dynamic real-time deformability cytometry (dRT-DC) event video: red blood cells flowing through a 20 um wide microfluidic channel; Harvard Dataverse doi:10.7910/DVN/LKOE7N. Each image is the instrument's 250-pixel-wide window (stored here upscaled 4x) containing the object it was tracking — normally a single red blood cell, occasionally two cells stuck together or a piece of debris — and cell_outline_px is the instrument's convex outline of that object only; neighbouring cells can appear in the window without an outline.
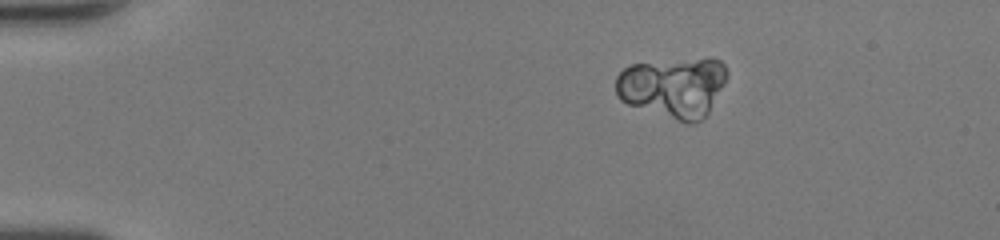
{"species": "human", "species_latin": "Homo sapiens", "temperature_condition": "room temperature", "stored_images_in_passage": 42, "camera_frame_rate_fps": 3000, "um_per_image_px": 0.085, "donor": {"sex": "female"}, "frame": {"image": 1, "passage_image": 2, "time_ms": 0.333, "image_size_px": [1000, 240], "cell_outline_px": [[728, 76], [708, 112], [700, 120], [692, 124], [688, 124], [628, 104], [620, 100], [616, 96], [616, 76], [624, 68], [632, 64], [708, 56], [720, 60], [724, 64], [728, 72]], "centroid_in_image_um": [57.23, 7.38], "position_along_channel_um": 27.8, "area_um2": 39.36}}
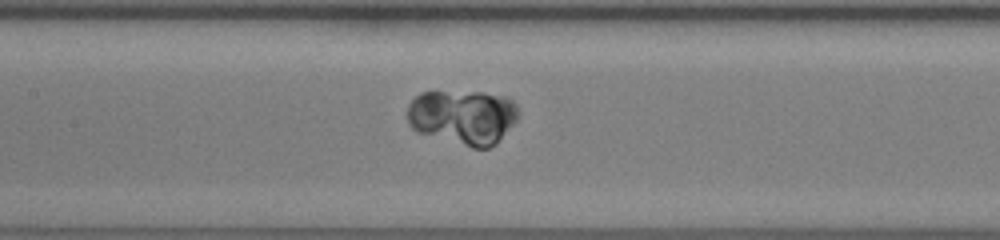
{"frame": {"image": 2, "passage_image": 18, "time_ms": 5.667, "image_size_px": [1000, 240], "cell_outline_px": [[516, 120], [496, 144], [488, 148], [472, 148], [416, 132], [408, 124], [408, 104], [420, 92], [484, 92], [504, 96], [512, 100], [516, 104]], "centroid_in_image_um": [39.32, 9.95], "position_along_channel_um": 168.1, "area_um2": 35.43}}
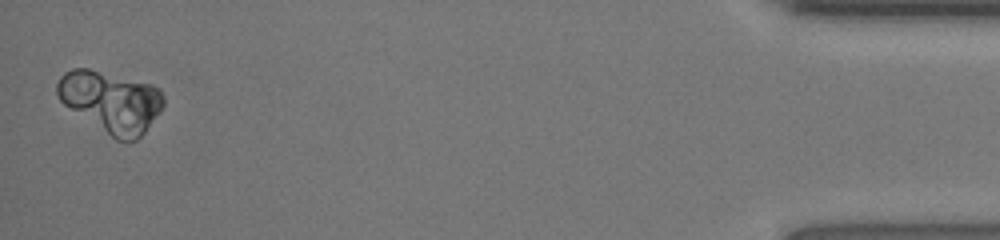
{"frame": {"image": 3, "passage_image": 42, "time_ms": 13.667, "image_size_px": [1000, 240], "cell_outline_px": [[164, 104], [160, 112], [144, 132], [136, 140], [116, 140], [64, 104], [60, 100], [56, 92], [56, 84], [60, 76], [64, 72], [72, 68], [88, 68], [152, 84], [164, 96]], "centroid_in_image_um": [9.42, 8.62], "position_along_channel_um": 425.8, "area_um2": 37.57}, "authors_computed_cell_mechanics": {"area_um2": 36.1828, "velocity_mm_per_s": 4.2118, "shape_relaxation_time_tau1_ms": 2.1303, "shape_relaxation_time_tau2_ms": null, "deformation_change_tau1": 0.0419, "deformation_change_tau2": null}}